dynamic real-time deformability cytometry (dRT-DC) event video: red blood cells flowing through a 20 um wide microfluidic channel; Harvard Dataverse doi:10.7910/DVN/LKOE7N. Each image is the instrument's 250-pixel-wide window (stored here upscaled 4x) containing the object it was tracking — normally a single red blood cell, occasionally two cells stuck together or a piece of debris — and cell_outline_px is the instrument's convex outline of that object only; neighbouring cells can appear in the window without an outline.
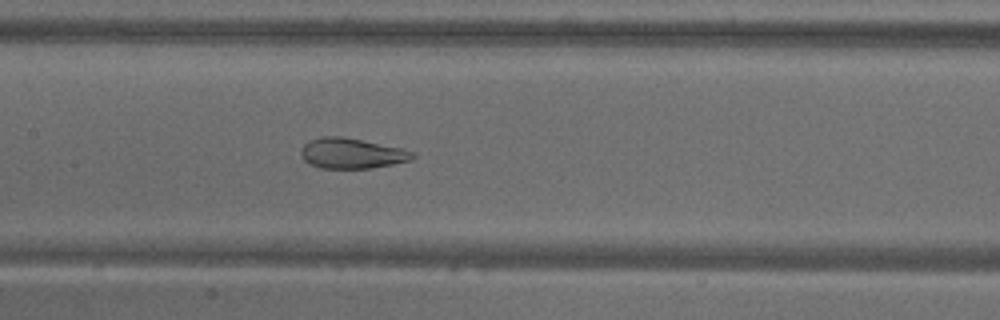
{"species": "common noctule bat (a hibernating species)", "species_latin": "Nyctalus noctula", "temperature_condition": "warm", "stored_images_in_passage": 53, "camera_frame_rate_fps": 3000, "um_per_image_px": 0.085, "animal": {"sex": "male", "body_mass_g": 18.8}, "frame": {"image": 1, "passage_image": 26, "time_ms": 8.333, "image_size_px": [1000, 320], "cell_outline_px": [[416, 156], [412, 160], [372, 168], [320, 168], [308, 164], [304, 160], [300, 152], [300, 148], [304, 144], [320, 136], [344, 136], [400, 148], [416, 152]], "centroid_in_image_um": [29.89, 13.03], "position_along_channel_um": 177.5, "area_um2": 19.88}}
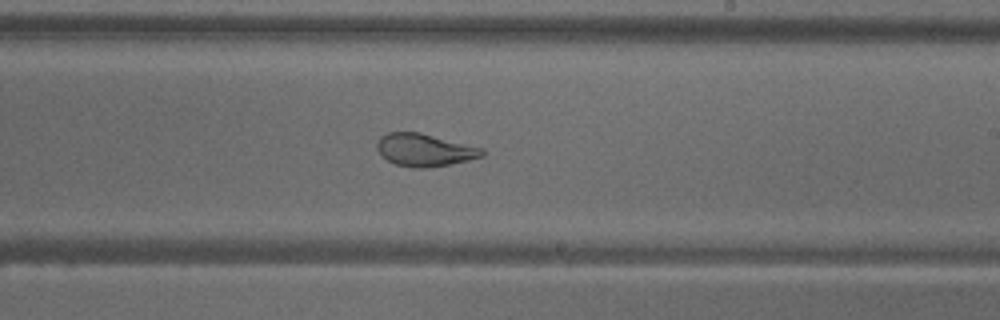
{"frame": {"image": 2, "passage_image": 32, "time_ms": 10.333, "image_size_px": [1000, 320], "cell_outline_px": [[484, 156], [468, 160], [428, 168], [412, 168], [396, 164], [388, 160], [376, 148], [376, 144], [380, 136], [388, 132], [420, 132], [484, 148]], "centroid_in_image_um": [36.1, 12.74], "position_along_channel_um": 252.9, "area_um2": 19.94}}
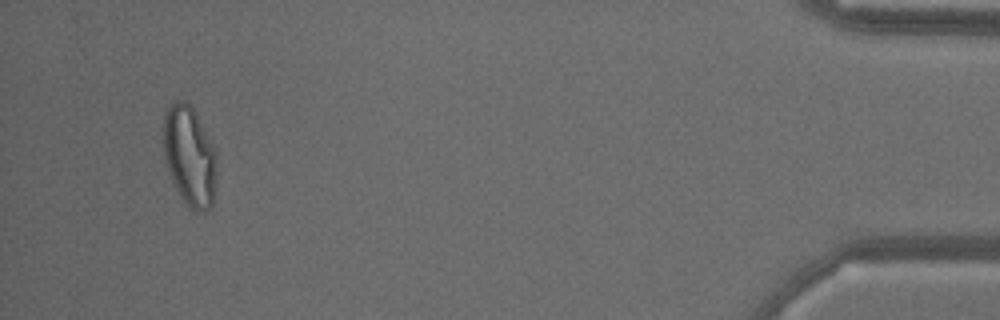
{"frame": {"image": 3, "passage_image": 51, "time_ms": 16.667, "image_size_px": [1000, 320], "cell_outline_px": [[216, 176], [212, 208], [204, 212], [192, 212], [188, 208], [180, 196], [172, 180], [164, 156], [164, 116], [172, 100], [184, 100], [196, 112], [216, 152]], "centroid_in_image_um": [16.12, 13.3], "position_along_channel_um": 419.1, "area_um2": 31.21}, "authors_computed_cell_mechanics": {"area_um2": 27.455, "velocity_mm_per_s": 3.7884, "shape_relaxation_time_tau1_ms": null, "shape_relaxation_time_tau2_ms": 1.1447, "deformation_change_tau1": null, "deformation_change_tau2": 0.0795}}